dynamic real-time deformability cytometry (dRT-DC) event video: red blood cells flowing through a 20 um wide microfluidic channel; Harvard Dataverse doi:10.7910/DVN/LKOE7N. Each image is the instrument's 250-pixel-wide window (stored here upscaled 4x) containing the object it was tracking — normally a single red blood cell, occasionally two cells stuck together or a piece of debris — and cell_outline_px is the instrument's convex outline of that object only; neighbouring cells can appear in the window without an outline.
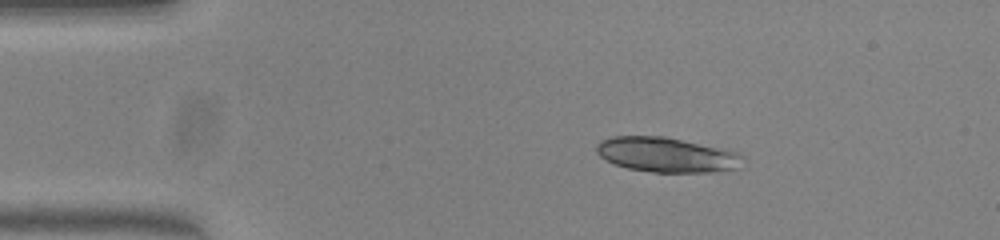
{"species": "common noctule bat (a hibernating species)", "species_latin": "Nyctalus noctula", "temperature_condition": "warm", "stored_images_in_passage": 43, "camera_frame_rate_fps": 3000, "um_per_image_px": 0.085, "animal": {"sex": "female", "body_mass_g": 23.0, "forearm_length_mm": 53.4}, "frame": {"image": 1, "passage_image": 1, "time_ms": 0.0, "image_size_px": [1000, 240], "cell_outline_px": [[744, 168], [716, 172], [652, 172], [628, 168], [604, 160], [596, 152], [596, 144], [600, 140], [612, 136], [664, 136], [728, 148], [740, 152], [744, 156]], "centroid_in_image_um": [56.77, 13.15], "position_along_channel_um": 28.2, "area_um2": 30.58}}
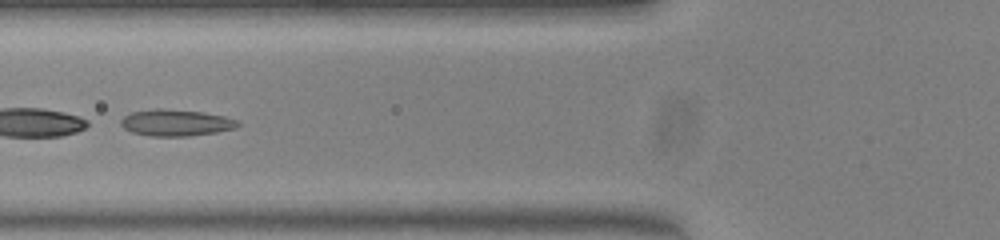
{"frame": {"image": 2, "passage_image": 12, "time_ms": 3.667, "image_size_px": [1000, 240], "cell_outline_px": [[240, 124], [236, 128], [216, 132], [188, 136], [148, 136], [132, 132], [124, 128], [120, 124], [120, 120], [124, 116], [132, 112], [156, 108], [160, 108], [204, 112], [224, 116], [236, 120]], "centroid_in_image_um": [14.93, 10.43], "position_along_channel_um": 110.9, "area_um2": 18.09}}
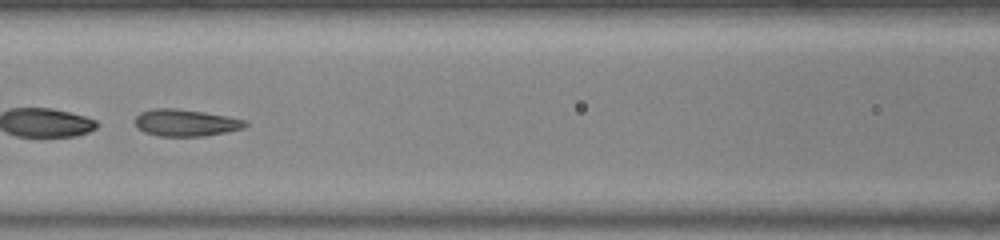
{"frame": {"image": 3, "passage_image": 15, "time_ms": 4.667, "image_size_px": [1000, 240], "cell_outline_px": [[248, 124], [244, 128], [228, 132], [204, 136], [156, 136], [144, 132], [136, 124], [136, 116], [140, 112], [156, 108], [176, 108], [204, 112], [228, 116], [244, 120]], "centroid_in_image_um": [15.8, 10.44], "position_along_channel_um": 150.8, "area_um2": 17.28}, "authors_computed_cell_mechanics": {"area_um2": 18.2648, "velocity_mm_per_s": 3.9814, "shape_relaxation_time_tau1_ms": null, "shape_relaxation_time_tau2_ms": 1.1666, "deformation_change_tau1": null, "deformation_change_tau2": 0.0648}}